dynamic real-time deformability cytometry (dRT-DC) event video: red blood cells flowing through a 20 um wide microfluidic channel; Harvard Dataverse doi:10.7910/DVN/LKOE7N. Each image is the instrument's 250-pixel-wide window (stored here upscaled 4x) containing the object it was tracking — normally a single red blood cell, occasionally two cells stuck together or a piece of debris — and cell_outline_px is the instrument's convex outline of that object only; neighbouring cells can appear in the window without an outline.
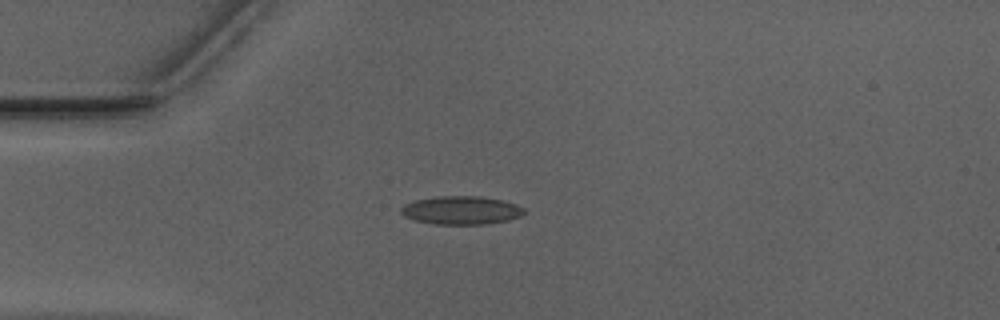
{"species": "Egyptian fruit bat (a non-hibernating species)", "species_latin": "Rousettus aegyptiacus", "temperature_condition": "warm", "stored_images_in_passage": 39, "camera_frame_rate_fps": 3000, "um_per_image_px": 0.085, "animal": {"sex": "male"}, "frame": {"image": 1, "passage_image": 1, "time_ms": 0.0, "image_size_px": [1000, 320], "cell_outline_px": [[524, 212], [520, 216], [508, 220], [484, 224], [432, 224], [416, 220], [404, 216], [400, 212], [400, 208], [404, 204], [416, 200], [436, 196], [480, 196], [504, 200], [516, 204], [524, 208]], "centroid_in_image_um": [39.19, 17.86], "position_along_channel_um": 45.8, "area_um2": 20.35}}
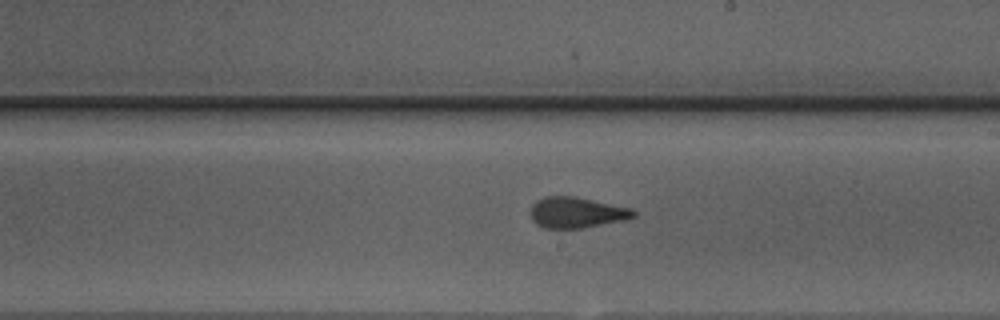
{"frame": {"image": 2, "passage_image": 17, "time_ms": 5.333, "image_size_px": [1000, 320], "cell_outline_px": [[636, 216], [624, 220], [580, 228], [544, 228], [536, 224], [532, 220], [528, 212], [532, 204], [536, 200], [544, 196], [572, 196], [632, 208], [636, 212]], "centroid_in_image_um": [48.95, 18.06], "position_along_channel_um": 240.0, "area_um2": 18.55}}
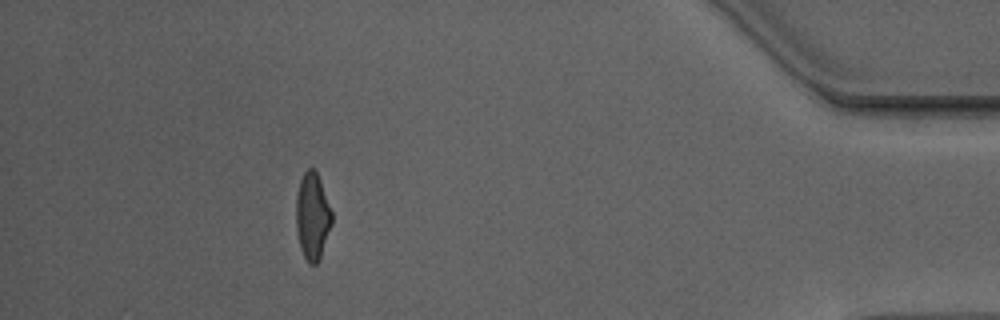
{"frame": {"image": 3, "passage_image": 34, "time_ms": 11.0, "image_size_px": [1000, 320], "cell_outline_px": [[332, 224], [320, 256], [316, 264], [308, 264], [300, 248], [296, 228], [296, 196], [300, 180], [304, 172], [308, 168], [316, 168], [332, 212]], "centroid_in_image_um": [26.55, 18.35], "position_along_channel_um": 408.7, "area_um2": 18.15}, "authors_computed_cell_mechanics": {"area_um2": 18.496, "velocity_mm_per_s": 3.9754, "shape_relaxation_time_tau1_ms": 7.4964, "shape_relaxation_time_tau2_ms": 1.1349, "deformation_change_tau1": 0.2118, "deformation_change_tau2": 0.0893}}